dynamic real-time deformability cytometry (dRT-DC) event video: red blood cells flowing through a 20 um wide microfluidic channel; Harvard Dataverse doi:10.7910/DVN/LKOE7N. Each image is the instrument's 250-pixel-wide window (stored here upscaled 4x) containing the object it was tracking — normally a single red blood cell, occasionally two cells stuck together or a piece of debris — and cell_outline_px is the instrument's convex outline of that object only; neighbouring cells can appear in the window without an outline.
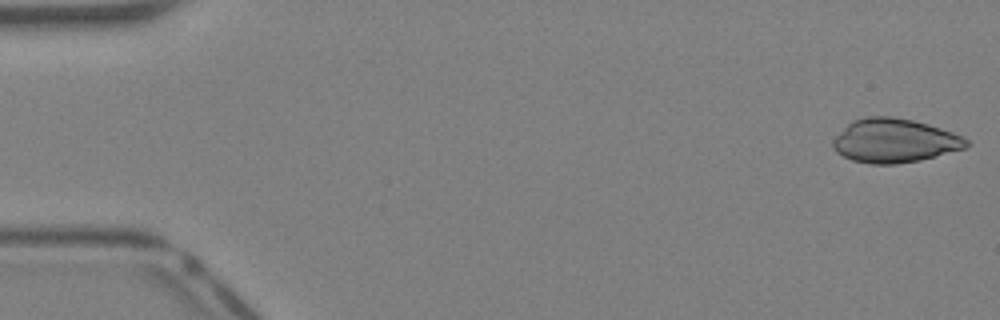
{"species": "Egyptian fruit bat (a non-hibernating species)", "species_latin": "Rousettus aegyptiacus", "temperature_condition": "warm", "stored_images_in_passage": 39, "camera_frame_rate_fps": 3000, "um_per_image_px": 0.085, "animal": {"sex": "female"}, "frame": {"image": 1, "passage_image": 1, "time_ms": 0.0, "image_size_px": [1000, 320], "cell_outline_px": [[972, 144], [964, 148], [920, 160], [896, 164], [872, 164], [852, 160], [836, 152], [832, 148], [832, 140], [852, 120], [864, 116], [892, 116], [912, 120], [928, 124], [952, 132], [968, 140]], "centroid_in_image_um": [76.0, 11.95], "position_along_channel_um": 9.0, "area_um2": 34.04}}